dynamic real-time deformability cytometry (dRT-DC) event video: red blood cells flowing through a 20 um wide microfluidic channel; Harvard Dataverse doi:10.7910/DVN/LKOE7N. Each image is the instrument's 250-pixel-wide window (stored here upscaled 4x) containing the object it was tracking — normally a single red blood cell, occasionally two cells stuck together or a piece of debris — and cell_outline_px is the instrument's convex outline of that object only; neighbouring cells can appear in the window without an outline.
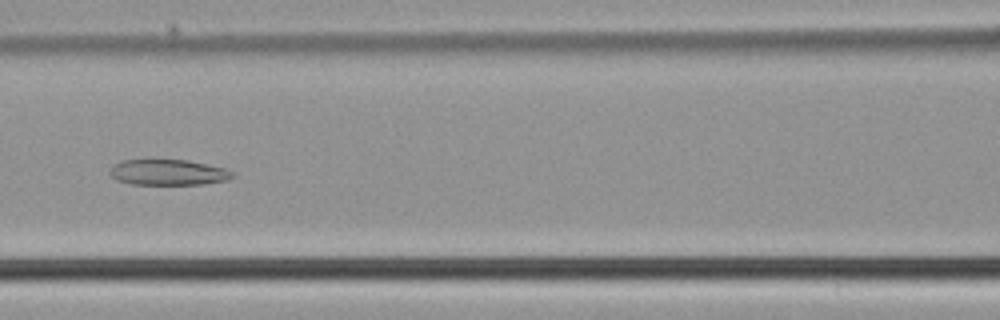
{"species": "common noctule bat (a hibernating species)", "species_latin": "Nyctalus noctula", "temperature_condition": "cold", "stored_images_in_passage": 50, "camera_frame_rate_fps": 3000, "um_per_image_px": 0.085, "animal": {"sex": "male", "body_mass_g": 21.5, "forearm_length_mm": 52.0}, "frame": {"image": 1, "passage_image": 23, "time_ms": 7.333, "image_size_px": [1000, 320], "cell_outline_px": [[236, 176], [228, 180], [204, 184], [132, 184], [116, 180], [108, 172], [116, 164], [124, 160], [188, 160], [208, 164], [224, 168], [236, 172]], "centroid_in_image_um": [14.37, 14.65], "position_along_channel_um": 152.2, "area_um2": 18.38}}
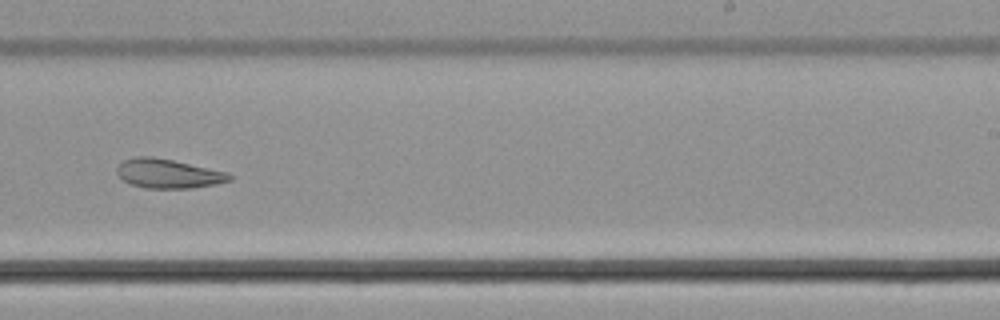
{"frame": {"image": 2, "passage_image": 32, "time_ms": 10.333, "image_size_px": [1000, 320], "cell_outline_px": [[232, 180], [216, 184], [192, 188], [144, 188], [132, 184], [124, 180], [116, 172], [116, 168], [124, 160], [136, 156], [152, 156], [172, 160], [228, 172], [232, 176]], "centroid_in_image_um": [14.31, 14.75], "position_along_channel_um": 274.7, "area_um2": 19.07}}
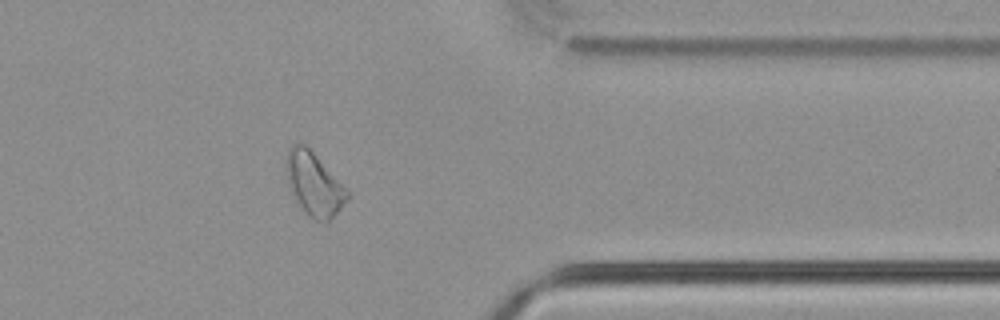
{"frame": {"image": 3, "passage_image": 41, "time_ms": 13.333, "image_size_px": [1000, 320], "cell_outline_px": [[348, 196], [340, 208], [324, 224], [308, 216], [304, 212], [296, 200], [288, 184], [284, 164], [284, 160], [288, 148], [292, 144], [304, 144], [312, 152], [348, 192]], "centroid_in_image_um": [26.61, 15.64], "position_along_channel_um": 384.8, "area_um2": 21.85}}